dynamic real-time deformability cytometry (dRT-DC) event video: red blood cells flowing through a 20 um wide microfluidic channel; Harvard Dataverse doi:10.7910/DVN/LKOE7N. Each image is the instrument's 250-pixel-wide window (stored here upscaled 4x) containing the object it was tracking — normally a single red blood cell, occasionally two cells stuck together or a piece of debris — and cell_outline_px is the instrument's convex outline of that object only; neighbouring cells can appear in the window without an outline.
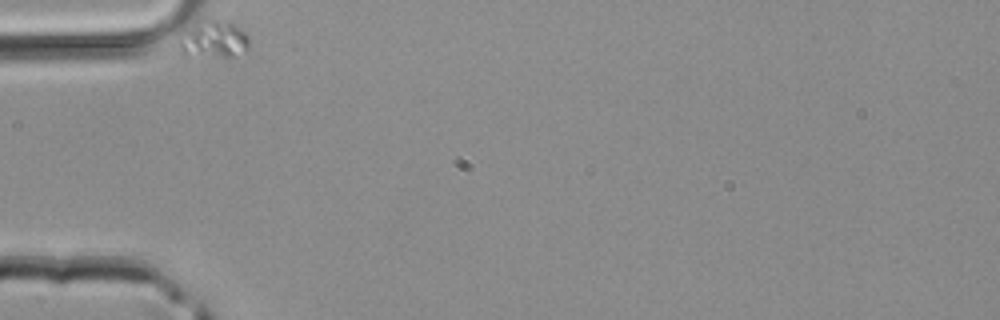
{"species": "common noctule bat (a hibernating species)", "species_latin": "Nyctalus noctula", "temperature_condition": "room temperature", "stored_images_in_passage": 28, "camera_frame_rate_fps": 3000, "um_per_image_px": 0.085, "animal": {"sex": "male", "body_mass_g": 20.4}, "frame": {"image": 1, "passage_image": 1, "time_ms": 0.0, "image_size_px": [1000, 320], "cell_outline_px": [[248, 48], [232, 56], [184, 56], [180, 52], [176, 44], [196, 24], [208, 20], [224, 20], [232, 24], [244, 32], [248, 36]], "centroid_in_image_um": [18.14, 3.39], "position_along_channel_um": 66.9, "area_um2": 14.57}}